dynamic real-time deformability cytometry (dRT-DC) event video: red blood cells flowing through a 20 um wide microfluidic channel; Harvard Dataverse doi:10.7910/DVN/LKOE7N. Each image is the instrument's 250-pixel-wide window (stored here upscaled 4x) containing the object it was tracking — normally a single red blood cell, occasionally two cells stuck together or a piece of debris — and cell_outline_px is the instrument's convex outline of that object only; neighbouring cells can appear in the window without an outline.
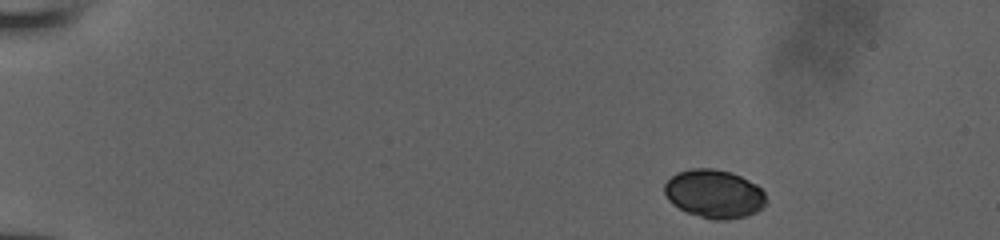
{"species": "human", "species_latin": "Homo sapiens", "temperature_condition": "room temperature", "stored_images_in_passage": 5, "camera_frame_rate_fps": 3000, "um_per_image_px": 0.085, "donor": {"sex": "male"}, "frame": {"image": 1, "passage_image": 1, "time_ms": 0.0, "image_size_px": [1000, 240], "cell_outline_px": [[764, 204], [756, 212], [744, 216], [728, 220], [716, 220], [700, 216], [688, 212], [672, 204], [668, 200], [664, 192], [664, 184], [676, 172], [692, 168], [712, 168], [728, 172], [740, 176], [756, 184], [764, 192]], "centroid_in_image_um": [60.67, 16.47], "position_along_channel_um": 24.3, "area_um2": 28.38}}
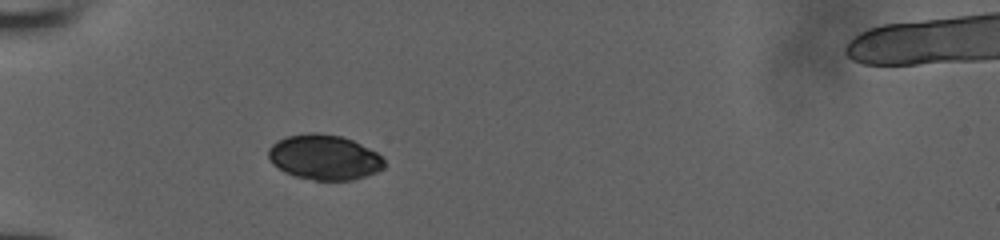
{"frame": {"image": 2, "passage_image": 5, "time_ms": 1.333, "image_size_px": [1000, 240], "cell_outline_px": [[384, 168], [376, 172], [352, 180], [316, 180], [296, 176], [284, 172], [272, 164], [268, 156], [268, 148], [276, 140], [288, 136], [308, 132], [316, 132], [340, 136], [352, 140], [376, 152], [384, 160]], "centroid_in_image_um": [27.53, 13.36], "position_along_channel_um": 57.5, "area_um2": 30.35}}